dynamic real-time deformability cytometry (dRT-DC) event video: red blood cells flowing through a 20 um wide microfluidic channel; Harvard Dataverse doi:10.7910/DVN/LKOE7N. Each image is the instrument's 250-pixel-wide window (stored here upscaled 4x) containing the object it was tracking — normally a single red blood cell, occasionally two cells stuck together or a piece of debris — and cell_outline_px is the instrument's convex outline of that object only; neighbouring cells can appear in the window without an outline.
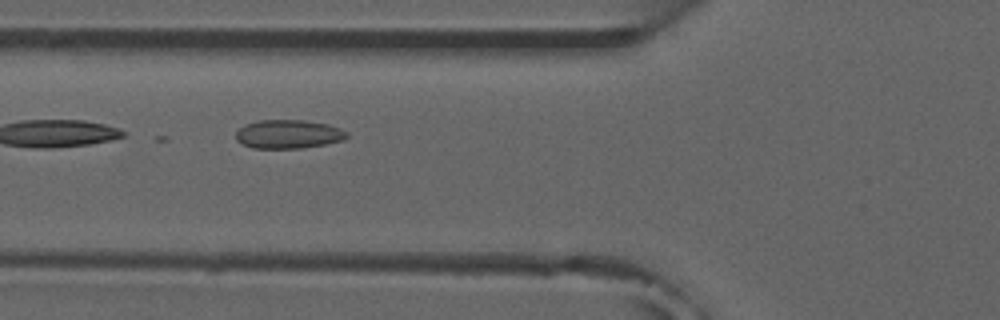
{"species": "common noctule bat (a hibernating species)", "species_latin": "Nyctalus noctula", "temperature_condition": "room temperature", "stored_images_in_passage": 10, "camera_frame_rate_fps": 3000, "um_per_image_px": 0.085, "animal": {"sex": "male", "forearm_length_mm": 52.5}, "frame": {"image": 1, "passage_image": 6, "time_ms": 6.0, "image_size_px": [1000, 320], "cell_outline_px": [[348, 136], [344, 140], [324, 144], [300, 148], [252, 148], [236, 140], [236, 132], [244, 124], [260, 120], [304, 120], [328, 124], [340, 128], [348, 132]], "centroid_in_image_um": [24.52, 11.39], "position_along_channel_um": 101.3, "area_um2": 18.55}}
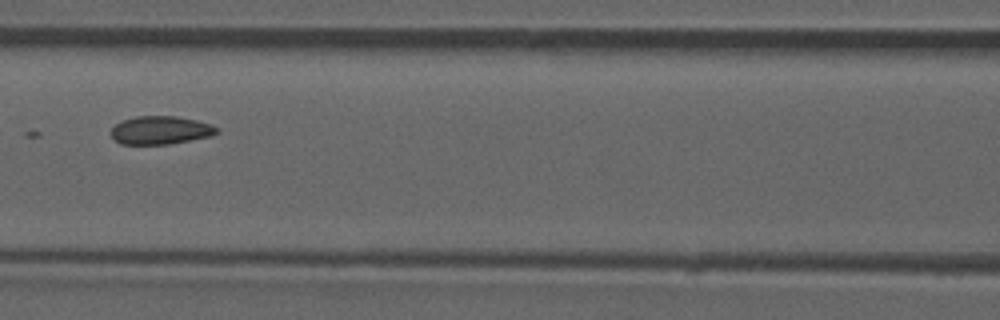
{"frame": {"image": 2, "passage_image": 7, "time_ms": 7.333, "image_size_px": [1000, 320], "cell_outline_px": [[220, 132], [212, 136], [168, 144], [120, 144], [112, 136], [112, 128], [120, 120], [136, 116], [176, 116], [196, 120], [212, 124], [220, 128]], "centroid_in_image_um": [13.69, 11.06], "position_along_channel_um": 152.9, "area_um2": 17.51}}